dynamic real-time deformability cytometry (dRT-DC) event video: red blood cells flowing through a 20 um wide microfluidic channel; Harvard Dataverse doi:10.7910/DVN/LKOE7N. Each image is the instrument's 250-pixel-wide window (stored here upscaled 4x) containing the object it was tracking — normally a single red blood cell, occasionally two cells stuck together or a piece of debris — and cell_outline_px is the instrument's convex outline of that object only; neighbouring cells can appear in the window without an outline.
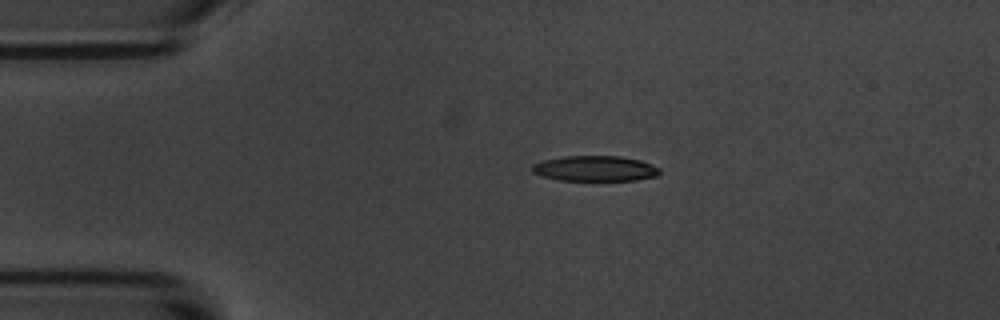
{"species": "common noctule bat (a hibernating species)", "species_latin": "Nyctalus noctula", "temperature_condition": "room temperature", "stored_images_in_passage": 3, "camera_frame_rate_fps": 3000, "um_per_image_px": 0.085, "animal": {"sex": "male", "body_mass_g": 20.1, "forearm_length_mm": 53.5}, "frame": {"image": 1, "passage_image": 2, "time_ms": 2.0, "image_size_px": [1000, 320], "cell_outline_px": [[660, 172], [656, 176], [636, 180], [556, 180], [540, 176], [532, 172], [532, 164], [544, 160], [564, 156], [620, 156], [640, 160], [660, 168]], "centroid_in_image_um": [50.55, 14.32], "position_along_channel_um": 34.5, "area_um2": 18.9}}